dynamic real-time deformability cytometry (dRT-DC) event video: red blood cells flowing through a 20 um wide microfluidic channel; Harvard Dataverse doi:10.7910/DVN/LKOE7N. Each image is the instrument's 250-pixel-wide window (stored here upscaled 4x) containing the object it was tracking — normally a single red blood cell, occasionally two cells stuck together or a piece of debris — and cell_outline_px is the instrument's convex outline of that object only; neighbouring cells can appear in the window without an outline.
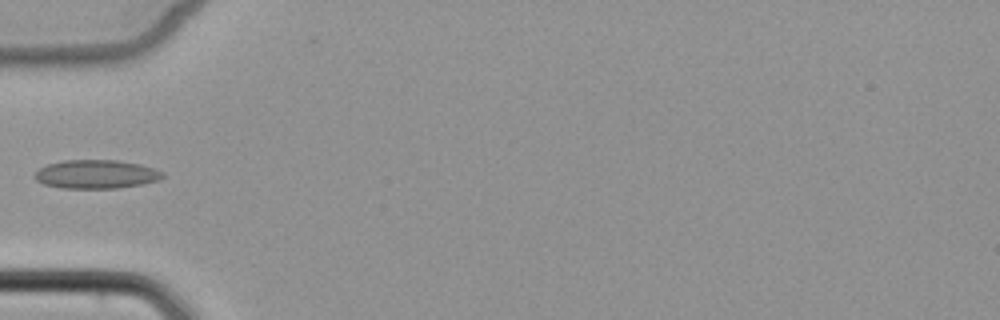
{"species": "common noctule bat (a hibernating species)", "species_latin": "Nyctalus noctula", "temperature_condition": "cold", "stored_images_in_passage": 6, "camera_frame_rate_fps": 3000, "um_per_image_px": 0.085, "animal": {"sex": "female", "body_mass_g": 22.7, "forearm_length_mm": 54.2}, "frame": {"image": 1, "passage_image": 5, "time_ms": 5.0, "image_size_px": [1000, 320], "cell_outline_px": [[164, 176], [160, 180], [120, 188], [60, 188], [44, 184], [36, 180], [32, 176], [40, 168], [48, 164], [64, 160], [116, 160], [140, 164], [164, 172]], "centroid_in_image_um": [8.16, 14.81], "position_along_channel_um": 76.8, "area_um2": 21.39}}
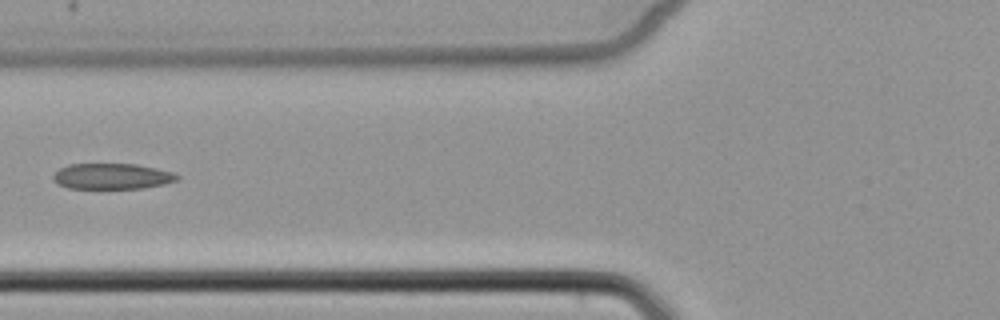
{"frame": {"image": 2, "passage_image": 6, "time_ms": 6.0, "image_size_px": [1000, 320], "cell_outline_px": [[180, 176], [176, 180], [164, 184], [144, 188], [68, 188], [56, 184], [52, 180], [52, 176], [60, 168], [68, 164], [136, 164], [156, 168], [172, 172]], "centroid_in_image_um": [9.49, 14.98], "position_along_channel_um": 116.3, "area_um2": 18.61}}